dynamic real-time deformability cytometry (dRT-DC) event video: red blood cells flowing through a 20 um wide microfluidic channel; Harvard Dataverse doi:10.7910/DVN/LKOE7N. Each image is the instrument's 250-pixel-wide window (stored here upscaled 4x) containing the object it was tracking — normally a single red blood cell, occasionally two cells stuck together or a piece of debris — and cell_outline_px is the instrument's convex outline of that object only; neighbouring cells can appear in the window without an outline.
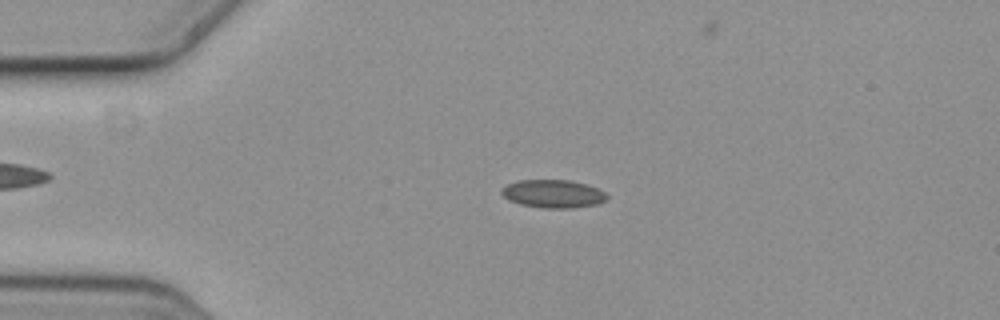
{"species": "common noctule bat (a hibernating species)", "species_latin": "Nyctalus noctula", "temperature_condition": "cold", "stored_images_in_passage": 6, "camera_frame_rate_fps": 3000, "um_per_image_px": 0.085, "animal": {"sex": "female", "body_mass_g": 19.3, "forearm_length_mm": 54.1}, "frame": {"image": 1, "passage_image": 4, "time_ms": 1.0, "image_size_px": [1000, 320], "cell_outline_px": [[608, 200], [596, 204], [572, 208], [540, 208], [520, 204], [508, 200], [500, 192], [500, 188], [508, 184], [520, 180], [568, 180], [584, 184], [596, 188], [604, 192], [608, 196]], "centroid_in_image_um": [46.99, 16.48], "position_along_channel_um": 38.0, "area_um2": 17.22}}
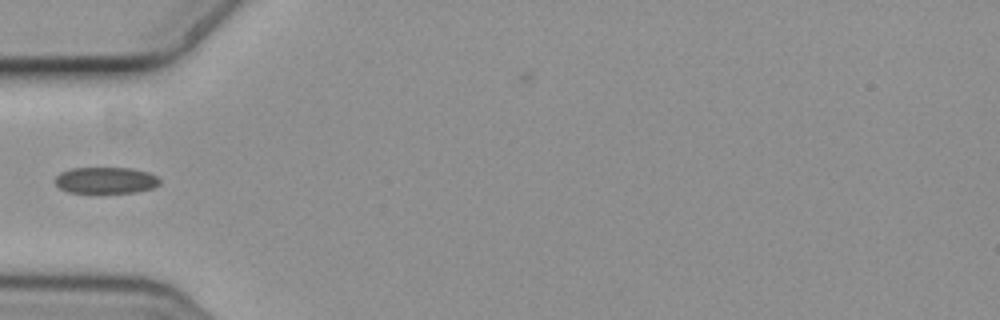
{"frame": {"image": 2, "passage_image": 6, "time_ms": 1.667, "image_size_px": [1000, 320], "cell_outline_px": [[160, 184], [152, 188], [136, 192], [68, 192], [60, 188], [52, 180], [60, 172], [72, 168], [132, 168], [148, 172], [156, 176], [160, 180]], "centroid_in_image_um": [8.97, 15.31], "position_along_channel_um": 76.0, "area_um2": 16.07}}